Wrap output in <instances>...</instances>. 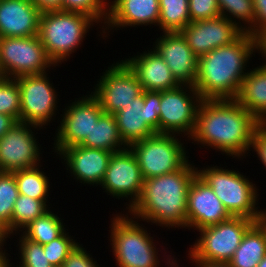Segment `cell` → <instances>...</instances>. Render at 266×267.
I'll return each instance as SVG.
<instances>
[{"label":"cell","mask_w":266,"mask_h":267,"mask_svg":"<svg viewBox=\"0 0 266 267\" xmlns=\"http://www.w3.org/2000/svg\"><path fill=\"white\" fill-rule=\"evenodd\" d=\"M262 124L234 99L202 100L189 144L245 161L255 131ZM192 141V142H191ZM206 146V147H205Z\"/></svg>","instance_id":"1"},{"label":"cell","mask_w":266,"mask_h":267,"mask_svg":"<svg viewBox=\"0 0 266 267\" xmlns=\"http://www.w3.org/2000/svg\"><path fill=\"white\" fill-rule=\"evenodd\" d=\"M261 42L244 32L236 41L198 57L193 87L202 100L235 99Z\"/></svg>","instance_id":"2"},{"label":"cell","mask_w":266,"mask_h":267,"mask_svg":"<svg viewBox=\"0 0 266 267\" xmlns=\"http://www.w3.org/2000/svg\"><path fill=\"white\" fill-rule=\"evenodd\" d=\"M194 164L190 160L172 173L145 179L139 199L127 213L168 231L186 229L188 190L198 174Z\"/></svg>","instance_id":"3"},{"label":"cell","mask_w":266,"mask_h":267,"mask_svg":"<svg viewBox=\"0 0 266 267\" xmlns=\"http://www.w3.org/2000/svg\"><path fill=\"white\" fill-rule=\"evenodd\" d=\"M122 209L123 213L122 210L121 212L115 210V214L113 212L109 230H107L110 234V237L109 234L107 237L110 238L108 240L109 248L112 250L110 252L117 267H161V262L165 263V267L166 265L167 267L182 266L181 260L172 253L173 251L167 252L168 247L166 248L163 242L158 245V239L157 241L154 239L157 235L151 236V231L147 226L145 227L146 222L140 223L138 219L125 212V208ZM159 251L162 254H159Z\"/></svg>","instance_id":"4"},{"label":"cell","mask_w":266,"mask_h":267,"mask_svg":"<svg viewBox=\"0 0 266 267\" xmlns=\"http://www.w3.org/2000/svg\"><path fill=\"white\" fill-rule=\"evenodd\" d=\"M96 26L100 29L97 30V36L104 40L102 28L92 17L78 12L48 11L41 13L38 37L50 59L59 68L82 47L86 36Z\"/></svg>","instance_id":"5"},{"label":"cell","mask_w":266,"mask_h":267,"mask_svg":"<svg viewBox=\"0 0 266 267\" xmlns=\"http://www.w3.org/2000/svg\"><path fill=\"white\" fill-rule=\"evenodd\" d=\"M222 166L206 165L197 168V172L213 189L230 216L258 222L266 209L258 206L261 203L257 184L244 173Z\"/></svg>","instance_id":"6"},{"label":"cell","mask_w":266,"mask_h":267,"mask_svg":"<svg viewBox=\"0 0 266 267\" xmlns=\"http://www.w3.org/2000/svg\"><path fill=\"white\" fill-rule=\"evenodd\" d=\"M255 223L244 217L229 219L198 230L199 236L188 248L190 262L228 263L242 242L245 232Z\"/></svg>","instance_id":"7"},{"label":"cell","mask_w":266,"mask_h":267,"mask_svg":"<svg viewBox=\"0 0 266 267\" xmlns=\"http://www.w3.org/2000/svg\"><path fill=\"white\" fill-rule=\"evenodd\" d=\"M183 138L175 134L156 133L129 146L137 158L144 180L172 173L190 161L192 157L185 148L188 146L184 145L187 138Z\"/></svg>","instance_id":"8"},{"label":"cell","mask_w":266,"mask_h":267,"mask_svg":"<svg viewBox=\"0 0 266 267\" xmlns=\"http://www.w3.org/2000/svg\"><path fill=\"white\" fill-rule=\"evenodd\" d=\"M55 68L38 35L0 38V70L4 78L50 74Z\"/></svg>","instance_id":"9"},{"label":"cell","mask_w":266,"mask_h":267,"mask_svg":"<svg viewBox=\"0 0 266 267\" xmlns=\"http://www.w3.org/2000/svg\"><path fill=\"white\" fill-rule=\"evenodd\" d=\"M48 72L16 78L21 94L20 121L47 129L56 123L61 97ZM52 82V83H51ZM59 108V110H58Z\"/></svg>","instance_id":"10"},{"label":"cell","mask_w":266,"mask_h":267,"mask_svg":"<svg viewBox=\"0 0 266 267\" xmlns=\"http://www.w3.org/2000/svg\"><path fill=\"white\" fill-rule=\"evenodd\" d=\"M64 105L65 108L60 110V118L57 117L59 125L52 138L54 155L64 148L79 145L86 136L91 135L95 122L104 113L99 101L88 90L85 95L69 100Z\"/></svg>","instance_id":"11"},{"label":"cell","mask_w":266,"mask_h":267,"mask_svg":"<svg viewBox=\"0 0 266 267\" xmlns=\"http://www.w3.org/2000/svg\"><path fill=\"white\" fill-rule=\"evenodd\" d=\"M90 93L99 101L104 113L115 114L143 97V87L136 74L123 61L109 63Z\"/></svg>","instance_id":"12"},{"label":"cell","mask_w":266,"mask_h":267,"mask_svg":"<svg viewBox=\"0 0 266 267\" xmlns=\"http://www.w3.org/2000/svg\"><path fill=\"white\" fill-rule=\"evenodd\" d=\"M201 101L198 91L191 85L161 91L159 134H175L189 140Z\"/></svg>","instance_id":"13"},{"label":"cell","mask_w":266,"mask_h":267,"mask_svg":"<svg viewBox=\"0 0 266 267\" xmlns=\"http://www.w3.org/2000/svg\"><path fill=\"white\" fill-rule=\"evenodd\" d=\"M41 129L45 130L26 122H15L0 138V172L27 169L46 162L42 160L45 151L36 135Z\"/></svg>","instance_id":"14"},{"label":"cell","mask_w":266,"mask_h":267,"mask_svg":"<svg viewBox=\"0 0 266 267\" xmlns=\"http://www.w3.org/2000/svg\"><path fill=\"white\" fill-rule=\"evenodd\" d=\"M143 177L135 154L130 148L112 153L105 177L99 186L105 194L124 202L128 212L142 192Z\"/></svg>","instance_id":"15"},{"label":"cell","mask_w":266,"mask_h":267,"mask_svg":"<svg viewBox=\"0 0 266 267\" xmlns=\"http://www.w3.org/2000/svg\"><path fill=\"white\" fill-rule=\"evenodd\" d=\"M180 33L193 53L200 57L220 46L233 43L244 31L220 15L212 19L190 22Z\"/></svg>","instance_id":"16"},{"label":"cell","mask_w":266,"mask_h":267,"mask_svg":"<svg viewBox=\"0 0 266 267\" xmlns=\"http://www.w3.org/2000/svg\"><path fill=\"white\" fill-rule=\"evenodd\" d=\"M113 152L74 145L62 149L55 157L65 165L68 175L84 186L99 187L105 177ZM58 156V157H57Z\"/></svg>","instance_id":"17"},{"label":"cell","mask_w":266,"mask_h":267,"mask_svg":"<svg viewBox=\"0 0 266 267\" xmlns=\"http://www.w3.org/2000/svg\"><path fill=\"white\" fill-rule=\"evenodd\" d=\"M231 216L213 189L198 174L193 179L187 200L186 229L192 232L221 223Z\"/></svg>","instance_id":"18"},{"label":"cell","mask_w":266,"mask_h":267,"mask_svg":"<svg viewBox=\"0 0 266 267\" xmlns=\"http://www.w3.org/2000/svg\"><path fill=\"white\" fill-rule=\"evenodd\" d=\"M159 17V0H109V13L102 28L103 39L113 35L114 30L117 32L129 27L153 28L154 25L158 29Z\"/></svg>","instance_id":"19"},{"label":"cell","mask_w":266,"mask_h":267,"mask_svg":"<svg viewBox=\"0 0 266 267\" xmlns=\"http://www.w3.org/2000/svg\"><path fill=\"white\" fill-rule=\"evenodd\" d=\"M160 34L154 42H150L153 45L148 46H152L163 58L180 85L193 86L197 76L198 57L180 32Z\"/></svg>","instance_id":"20"},{"label":"cell","mask_w":266,"mask_h":267,"mask_svg":"<svg viewBox=\"0 0 266 267\" xmlns=\"http://www.w3.org/2000/svg\"><path fill=\"white\" fill-rule=\"evenodd\" d=\"M142 53L137 52L122 60L136 74L144 91H165L178 87L180 84L172 76V72L163 58L151 46Z\"/></svg>","instance_id":"21"},{"label":"cell","mask_w":266,"mask_h":267,"mask_svg":"<svg viewBox=\"0 0 266 267\" xmlns=\"http://www.w3.org/2000/svg\"><path fill=\"white\" fill-rule=\"evenodd\" d=\"M40 17L31 0H0V38L38 35Z\"/></svg>","instance_id":"22"},{"label":"cell","mask_w":266,"mask_h":267,"mask_svg":"<svg viewBox=\"0 0 266 267\" xmlns=\"http://www.w3.org/2000/svg\"><path fill=\"white\" fill-rule=\"evenodd\" d=\"M260 65L251 67L243 78L239 92L234 99L261 124H266V59L261 56Z\"/></svg>","instance_id":"23"},{"label":"cell","mask_w":266,"mask_h":267,"mask_svg":"<svg viewBox=\"0 0 266 267\" xmlns=\"http://www.w3.org/2000/svg\"><path fill=\"white\" fill-rule=\"evenodd\" d=\"M143 104L144 91L137 103H131L114 114L121 137L128 146L156 134L146 123Z\"/></svg>","instance_id":"24"},{"label":"cell","mask_w":266,"mask_h":267,"mask_svg":"<svg viewBox=\"0 0 266 267\" xmlns=\"http://www.w3.org/2000/svg\"><path fill=\"white\" fill-rule=\"evenodd\" d=\"M266 255V230L258 221L246 232L242 242L228 262L231 267H257Z\"/></svg>","instance_id":"25"},{"label":"cell","mask_w":266,"mask_h":267,"mask_svg":"<svg viewBox=\"0 0 266 267\" xmlns=\"http://www.w3.org/2000/svg\"><path fill=\"white\" fill-rule=\"evenodd\" d=\"M87 148L119 152L129 146L123 141L114 114L103 113L95 122L91 135L79 144Z\"/></svg>","instance_id":"26"},{"label":"cell","mask_w":266,"mask_h":267,"mask_svg":"<svg viewBox=\"0 0 266 267\" xmlns=\"http://www.w3.org/2000/svg\"><path fill=\"white\" fill-rule=\"evenodd\" d=\"M42 167V168H41ZM43 164L35 167L13 171L19 194L26 195L36 200L49 201L52 190L50 176L44 172ZM49 197V198H48Z\"/></svg>","instance_id":"27"},{"label":"cell","mask_w":266,"mask_h":267,"mask_svg":"<svg viewBox=\"0 0 266 267\" xmlns=\"http://www.w3.org/2000/svg\"><path fill=\"white\" fill-rule=\"evenodd\" d=\"M55 212V213H54ZM50 208L42 216L28 224L21 233L27 238L41 245L50 243L58 238L67 228L61 213ZM60 215V216H59ZM67 226V227H65Z\"/></svg>","instance_id":"28"},{"label":"cell","mask_w":266,"mask_h":267,"mask_svg":"<svg viewBox=\"0 0 266 267\" xmlns=\"http://www.w3.org/2000/svg\"><path fill=\"white\" fill-rule=\"evenodd\" d=\"M159 5V32H180L191 22L189 0H159Z\"/></svg>","instance_id":"29"},{"label":"cell","mask_w":266,"mask_h":267,"mask_svg":"<svg viewBox=\"0 0 266 267\" xmlns=\"http://www.w3.org/2000/svg\"><path fill=\"white\" fill-rule=\"evenodd\" d=\"M49 203L50 201L36 200L19 194L11 217V236L21 232L33 220L48 211L52 207Z\"/></svg>","instance_id":"30"},{"label":"cell","mask_w":266,"mask_h":267,"mask_svg":"<svg viewBox=\"0 0 266 267\" xmlns=\"http://www.w3.org/2000/svg\"><path fill=\"white\" fill-rule=\"evenodd\" d=\"M11 237L12 239H17V243H14L17 244L16 250H18V254L15 253L14 255H18V258H15L17 260L19 259V261H17V263L19 262V265L15 263L16 267H54L49 262L41 244L27 239L21 232L13 234Z\"/></svg>","instance_id":"31"},{"label":"cell","mask_w":266,"mask_h":267,"mask_svg":"<svg viewBox=\"0 0 266 267\" xmlns=\"http://www.w3.org/2000/svg\"><path fill=\"white\" fill-rule=\"evenodd\" d=\"M220 15L246 32L254 20L252 0H217ZM242 22V23H241Z\"/></svg>","instance_id":"32"},{"label":"cell","mask_w":266,"mask_h":267,"mask_svg":"<svg viewBox=\"0 0 266 267\" xmlns=\"http://www.w3.org/2000/svg\"><path fill=\"white\" fill-rule=\"evenodd\" d=\"M18 196L15 175L12 172H0V223L10 235L12 212Z\"/></svg>","instance_id":"33"},{"label":"cell","mask_w":266,"mask_h":267,"mask_svg":"<svg viewBox=\"0 0 266 267\" xmlns=\"http://www.w3.org/2000/svg\"><path fill=\"white\" fill-rule=\"evenodd\" d=\"M61 10L88 15L103 28L109 13V0H61Z\"/></svg>","instance_id":"34"},{"label":"cell","mask_w":266,"mask_h":267,"mask_svg":"<svg viewBox=\"0 0 266 267\" xmlns=\"http://www.w3.org/2000/svg\"><path fill=\"white\" fill-rule=\"evenodd\" d=\"M21 94L17 81L12 78L0 79V113L20 121Z\"/></svg>","instance_id":"35"},{"label":"cell","mask_w":266,"mask_h":267,"mask_svg":"<svg viewBox=\"0 0 266 267\" xmlns=\"http://www.w3.org/2000/svg\"><path fill=\"white\" fill-rule=\"evenodd\" d=\"M79 242L66 229L58 238L44 244L43 250L54 267H62L64 260Z\"/></svg>","instance_id":"36"},{"label":"cell","mask_w":266,"mask_h":267,"mask_svg":"<svg viewBox=\"0 0 266 267\" xmlns=\"http://www.w3.org/2000/svg\"><path fill=\"white\" fill-rule=\"evenodd\" d=\"M189 15L191 22L220 16L217 0H189Z\"/></svg>","instance_id":"37"},{"label":"cell","mask_w":266,"mask_h":267,"mask_svg":"<svg viewBox=\"0 0 266 267\" xmlns=\"http://www.w3.org/2000/svg\"><path fill=\"white\" fill-rule=\"evenodd\" d=\"M161 91H144V113L146 123L159 134Z\"/></svg>","instance_id":"38"},{"label":"cell","mask_w":266,"mask_h":267,"mask_svg":"<svg viewBox=\"0 0 266 267\" xmlns=\"http://www.w3.org/2000/svg\"><path fill=\"white\" fill-rule=\"evenodd\" d=\"M83 246L79 242L64 260L62 267H101L102 264H98L95 260L97 258H93L92 253Z\"/></svg>","instance_id":"39"},{"label":"cell","mask_w":266,"mask_h":267,"mask_svg":"<svg viewBox=\"0 0 266 267\" xmlns=\"http://www.w3.org/2000/svg\"><path fill=\"white\" fill-rule=\"evenodd\" d=\"M254 8V20L246 31L260 42L266 37V0H252Z\"/></svg>","instance_id":"40"},{"label":"cell","mask_w":266,"mask_h":267,"mask_svg":"<svg viewBox=\"0 0 266 267\" xmlns=\"http://www.w3.org/2000/svg\"><path fill=\"white\" fill-rule=\"evenodd\" d=\"M256 153V158L266 170V124H262L254 133L249 152Z\"/></svg>","instance_id":"41"},{"label":"cell","mask_w":266,"mask_h":267,"mask_svg":"<svg viewBox=\"0 0 266 267\" xmlns=\"http://www.w3.org/2000/svg\"><path fill=\"white\" fill-rule=\"evenodd\" d=\"M43 12L61 10V0H31Z\"/></svg>","instance_id":"42"},{"label":"cell","mask_w":266,"mask_h":267,"mask_svg":"<svg viewBox=\"0 0 266 267\" xmlns=\"http://www.w3.org/2000/svg\"><path fill=\"white\" fill-rule=\"evenodd\" d=\"M15 120L6 114L0 113V138L15 124Z\"/></svg>","instance_id":"43"},{"label":"cell","mask_w":266,"mask_h":267,"mask_svg":"<svg viewBox=\"0 0 266 267\" xmlns=\"http://www.w3.org/2000/svg\"><path fill=\"white\" fill-rule=\"evenodd\" d=\"M9 239H11V235L9 234L7 228L4 227L0 223V255L8 253V252H6V251H8L6 245L9 242ZM7 240H8V242H7ZM5 246H6V249H5Z\"/></svg>","instance_id":"44"},{"label":"cell","mask_w":266,"mask_h":267,"mask_svg":"<svg viewBox=\"0 0 266 267\" xmlns=\"http://www.w3.org/2000/svg\"><path fill=\"white\" fill-rule=\"evenodd\" d=\"M192 263L195 267H231L229 263L222 262H188Z\"/></svg>","instance_id":"45"},{"label":"cell","mask_w":266,"mask_h":267,"mask_svg":"<svg viewBox=\"0 0 266 267\" xmlns=\"http://www.w3.org/2000/svg\"><path fill=\"white\" fill-rule=\"evenodd\" d=\"M9 257H11L10 253L0 255V267H15V263L11 261L13 258L9 259Z\"/></svg>","instance_id":"46"},{"label":"cell","mask_w":266,"mask_h":267,"mask_svg":"<svg viewBox=\"0 0 266 267\" xmlns=\"http://www.w3.org/2000/svg\"><path fill=\"white\" fill-rule=\"evenodd\" d=\"M259 222L263 225V227L266 230V210L264 211L263 215L259 219Z\"/></svg>","instance_id":"47"},{"label":"cell","mask_w":266,"mask_h":267,"mask_svg":"<svg viewBox=\"0 0 266 267\" xmlns=\"http://www.w3.org/2000/svg\"><path fill=\"white\" fill-rule=\"evenodd\" d=\"M257 267H266V255L263 257V259L259 262Z\"/></svg>","instance_id":"48"},{"label":"cell","mask_w":266,"mask_h":267,"mask_svg":"<svg viewBox=\"0 0 266 267\" xmlns=\"http://www.w3.org/2000/svg\"><path fill=\"white\" fill-rule=\"evenodd\" d=\"M3 78H4V76H3V74H2V72L0 70V79H3Z\"/></svg>","instance_id":"49"}]
</instances>
